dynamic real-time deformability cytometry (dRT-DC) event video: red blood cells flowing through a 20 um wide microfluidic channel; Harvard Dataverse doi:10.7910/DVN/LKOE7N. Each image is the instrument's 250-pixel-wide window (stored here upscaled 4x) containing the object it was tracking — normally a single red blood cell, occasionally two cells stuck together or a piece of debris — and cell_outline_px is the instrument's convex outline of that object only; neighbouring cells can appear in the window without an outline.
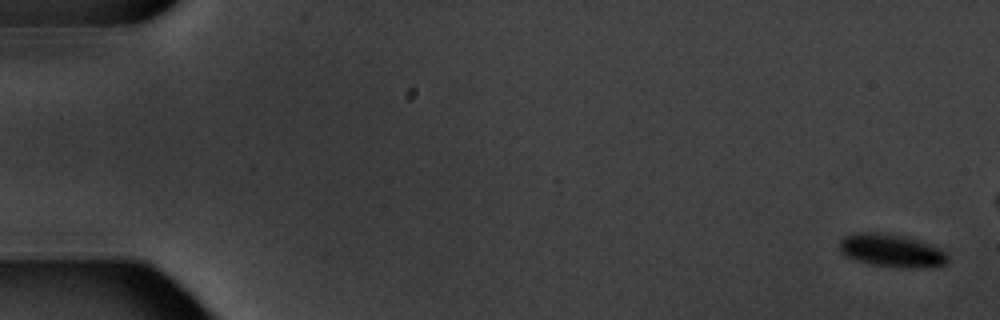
{"species": "common noctule bat (a hibernating species)", "species_latin": "Nyctalus noctula", "temperature_condition": "warm", "stored_images_in_passage": 5, "camera_frame_rate_fps": 3000, "um_per_image_px": 0.085, "animal": {"sex": "male", "body_mass_g": 20.1, "forearm_length_mm": 53.5}, "frame": {"image": 1, "passage_image": 1, "time_ms": 0.0, "image_size_px": [1000, 320], "cell_outline_px": [[948, 264], [936, 268], [904, 268], [868, 264], [844, 256], [840, 252], [840, 240], [844, 236], [856, 232], [880, 232], [904, 236], [932, 244], [940, 248], [948, 256]], "centroid_in_image_um": [75.82, 21.32], "position_along_channel_um": 9.2, "area_um2": 21.33}}